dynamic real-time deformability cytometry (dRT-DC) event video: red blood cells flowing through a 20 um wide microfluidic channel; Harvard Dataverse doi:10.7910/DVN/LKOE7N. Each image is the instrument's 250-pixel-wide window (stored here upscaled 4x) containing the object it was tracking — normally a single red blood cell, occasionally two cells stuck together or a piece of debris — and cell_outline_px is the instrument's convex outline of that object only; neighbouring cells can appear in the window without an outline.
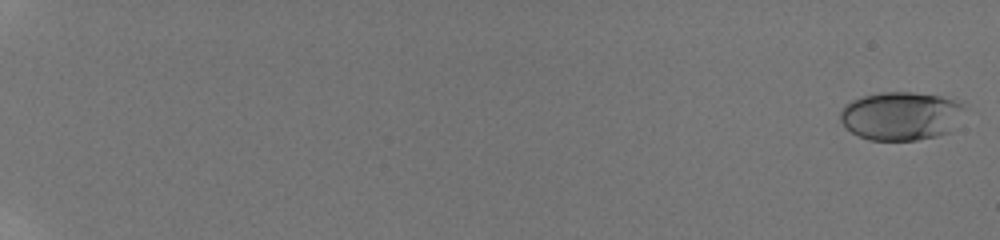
{"species": "human", "species_latin": "Homo sapiens", "temperature_condition": "room temperature", "stored_images_in_passage": 22, "camera_frame_rate_fps": 3000, "um_per_image_px": 0.085, "donor": {"sex": "male"}, "frame": {"image": 1, "passage_image": 1, "time_ms": 0.0, "image_size_px": [1000, 240], "cell_outline_px": [[964, 104], [948, 132], [936, 136], [916, 140], [872, 140], [860, 136], [852, 132], [840, 120], [840, 112], [844, 104], [852, 100], [864, 96], [880, 92], [912, 92], [940, 96], [964, 100]], "centroid_in_image_um": [76.54, 9.83], "position_along_channel_um": 8.5, "area_um2": 34.68}}
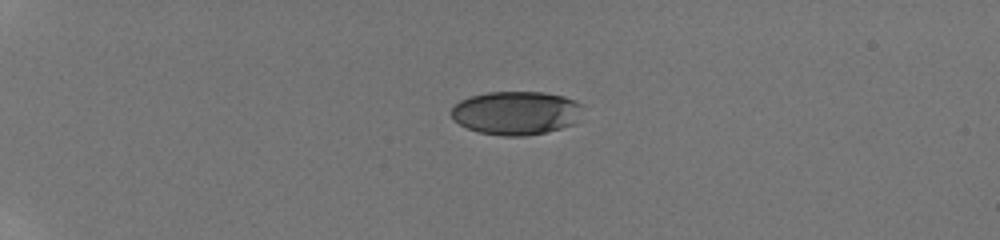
{"frame": {"image": 2, "passage_image": 14, "time_ms": 5.333, "image_size_px": [1000, 240], "cell_outline_px": [[584, 104], [576, 120], [572, 124], [560, 128], [544, 132], [524, 136], [504, 136], [480, 132], [468, 128], [460, 124], [452, 116], [452, 108], [460, 100], [472, 96], [488, 92], [544, 92], [564, 96], [576, 100]], "centroid_in_image_um": [43.89, 9.58], "position_along_channel_um": 41.1, "area_um2": 33.12}}
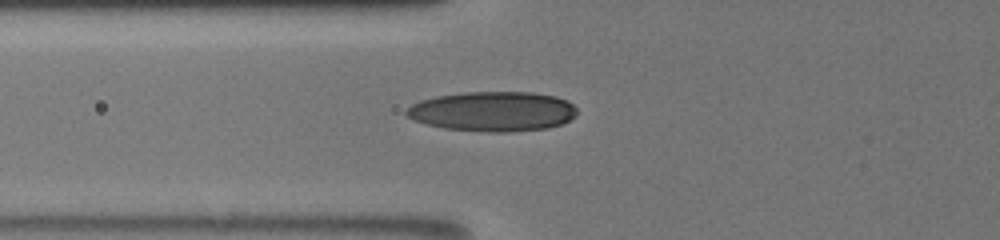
{"frame": {"image": 3, "passage_image": 22, "time_ms": 8.333, "image_size_px": [1000, 240], "cell_outline_px": [[576, 116], [560, 124], [548, 128], [504, 132], [488, 132], [444, 128], [428, 124], [416, 120], [408, 116], [404, 112], [412, 104], [420, 100], [436, 96], [464, 92], [532, 92], [556, 96], [568, 100], [576, 108]], "centroid_in_image_um": [41.91, 9.46], "position_along_channel_um": 83.9, "area_um2": 39.48}}